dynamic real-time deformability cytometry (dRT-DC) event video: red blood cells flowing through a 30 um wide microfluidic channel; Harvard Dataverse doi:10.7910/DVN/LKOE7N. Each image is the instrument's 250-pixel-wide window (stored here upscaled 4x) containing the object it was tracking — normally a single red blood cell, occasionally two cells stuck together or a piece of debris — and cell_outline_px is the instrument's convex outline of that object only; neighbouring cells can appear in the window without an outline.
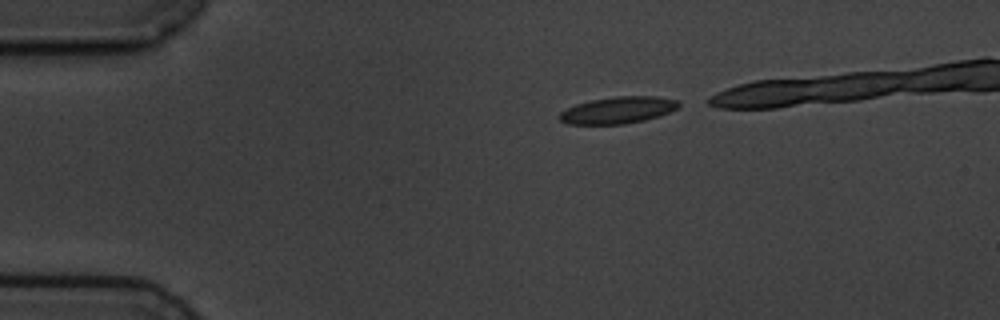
{"species": "common noctule bat (a hibernating species)", "species_latin": "Nyctalus noctula", "temperature_condition": "cold", "stored_images_in_passage": 5, "camera_frame_rate_fps": 3000, "um_per_image_px": 0.085, "animal": {"sex": "male", "body_mass_g": 19.5, "forearm_length_mm": 54.6}, "frame": {"image": 1, "passage_image": 1, "time_ms": 0.0, "image_size_px": [1000, 320], "cell_outline_px": [[680, 104], [676, 108], [660, 116], [644, 120], [624, 124], [568, 124], [560, 120], [560, 112], [576, 104], [592, 100], [616, 96], [656, 96], [676, 100]], "centroid_in_image_um": [52.53, 9.36], "position_along_channel_um": 32.5, "area_um2": 18.38}}